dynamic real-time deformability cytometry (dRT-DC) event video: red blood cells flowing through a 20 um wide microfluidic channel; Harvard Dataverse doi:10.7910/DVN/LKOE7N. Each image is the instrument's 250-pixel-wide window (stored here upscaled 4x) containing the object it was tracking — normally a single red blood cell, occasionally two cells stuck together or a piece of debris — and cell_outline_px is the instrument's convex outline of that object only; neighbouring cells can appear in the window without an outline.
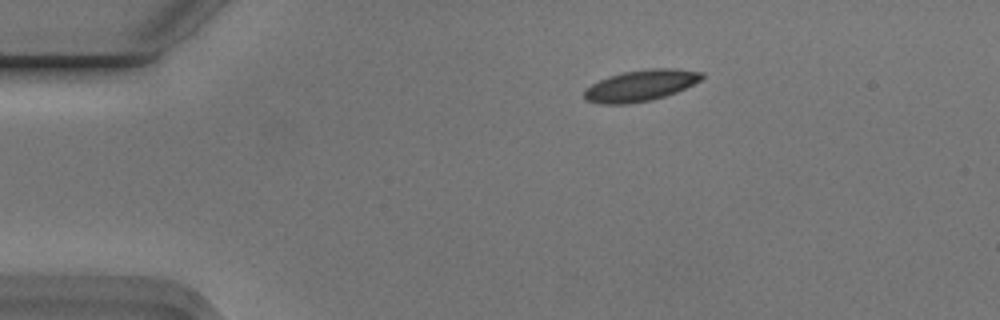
{"species": "Egyptian fruit bat (a non-hibernating species)", "species_latin": "Rousettus aegyptiacus", "temperature_condition": "cold", "stored_images_in_passage": 6, "camera_frame_rate_fps": 3000, "um_per_image_px": 0.085, "animal": {"sex": "male"}, "frame": {"image": 1, "passage_image": 3, "time_ms": 0.667, "image_size_px": [1000, 320], "cell_outline_px": [[704, 76], [700, 80], [676, 92], [652, 100], [628, 104], [600, 104], [584, 100], [584, 88], [608, 76], [624, 72], [648, 68], [676, 68], [704, 72]], "centroid_in_image_um": [54.43, 7.27], "position_along_channel_um": 30.6, "area_um2": 21.5}}
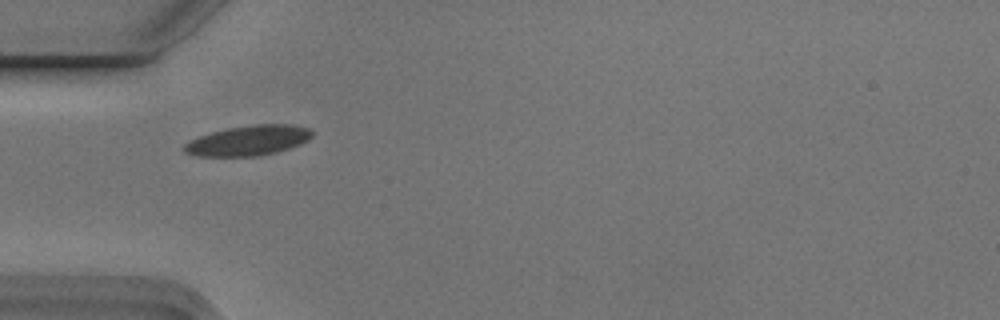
{"frame": {"image": 2, "passage_image": 5, "time_ms": 1.333, "image_size_px": [1000, 320], "cell_outline_px": [[312, 136], [308, 140], [300, 144], [276, 152], [256, 156], [200, 156], [184, 152], [184, 144], [188, 140], [212, 132], [228, 128], [256, 124], [288, 124], [312, 128]], "centroid_in_image_um": [21.12, 11.94], "position_along_channel_um": 63.9, "area_um2": 22.31}}